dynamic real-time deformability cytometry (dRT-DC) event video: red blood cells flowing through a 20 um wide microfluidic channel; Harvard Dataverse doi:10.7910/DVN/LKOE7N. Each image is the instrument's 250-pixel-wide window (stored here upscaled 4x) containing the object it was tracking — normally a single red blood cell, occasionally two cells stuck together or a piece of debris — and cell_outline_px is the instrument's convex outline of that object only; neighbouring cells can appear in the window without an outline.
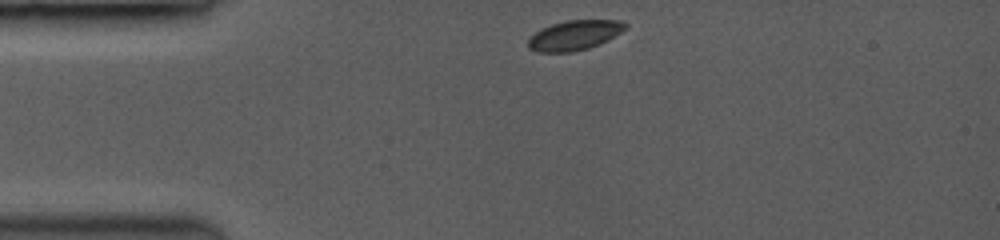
{"species": "common noctule bat (a hibernating species)", "species_latin": "Nyctalus noctula", "temperature_condition": "room temperature", "stored_images_in_passage": 33, "camera_frame_rate_fps": 3500, "um_per_image_px": 0.085, "animal": {"sex": "female", "body_mass_g": 19.0, "forearm_length_mm": 53.3}, "frame": {"image": 1, "passage_image": 1, "time_ms": 0.0, "image_size_px": [1000, 240], "cell_outline_px": [[628, 28], [588, 48], [568, 52], [540, 52], [528, 48], [528, 40], [536, 32], [552, 24], [568, 20], [620, 20], [628, 24]], "centroid_in_image_um": [48.83, 2.98], "position_along_channel_um": 36.2, "area_um2": 16.42}}
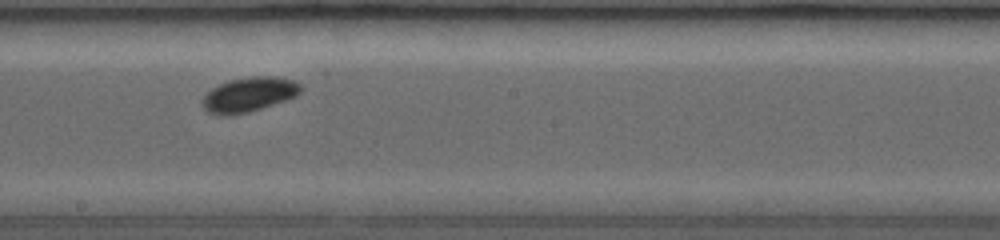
{"frame": {"image": 2, "passage_image": 17, "time_ms": 4.571, "image_size_px": [1000, 240], "cell_outline_px": [[300, 92], [296, 96], [260, 108], [244, 112], [208, 112], [204, 108], [204, 96], [212, 88], [220, 84], [232, 80], [252, 76], [272, 76], [292, 80], [300, 84]], "centroid_in_image_um": [21.22, 7.98], "position_along_channel_um": 227.0, "area_um2": 18.61}}
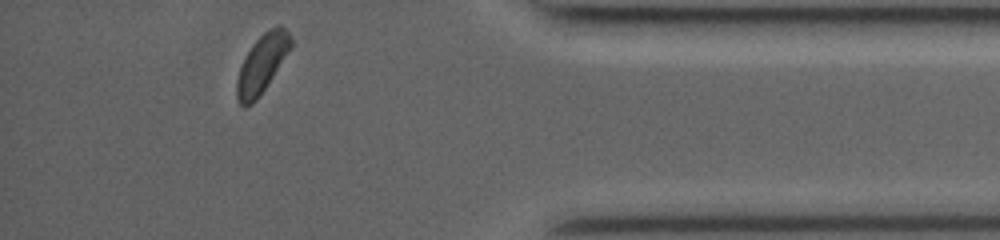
{"frame": {"image": 3, "passage_image": 33, "time_ms": 9.143, "image_size_px": [1000, 240], "cell_outline_px": [[292, 44], [260, 96], [252, 104], [244, 108], [240, 104], [236, 96], [236, 80], [244, 56], [252, 44], [264, 32], [272, 28], [284, 28], [288, 32], [292, 40]], "centroid_in_image_um": [22.21, 5.48], "position_along_channel_um": 413.0, "area_um2": 17.86}}